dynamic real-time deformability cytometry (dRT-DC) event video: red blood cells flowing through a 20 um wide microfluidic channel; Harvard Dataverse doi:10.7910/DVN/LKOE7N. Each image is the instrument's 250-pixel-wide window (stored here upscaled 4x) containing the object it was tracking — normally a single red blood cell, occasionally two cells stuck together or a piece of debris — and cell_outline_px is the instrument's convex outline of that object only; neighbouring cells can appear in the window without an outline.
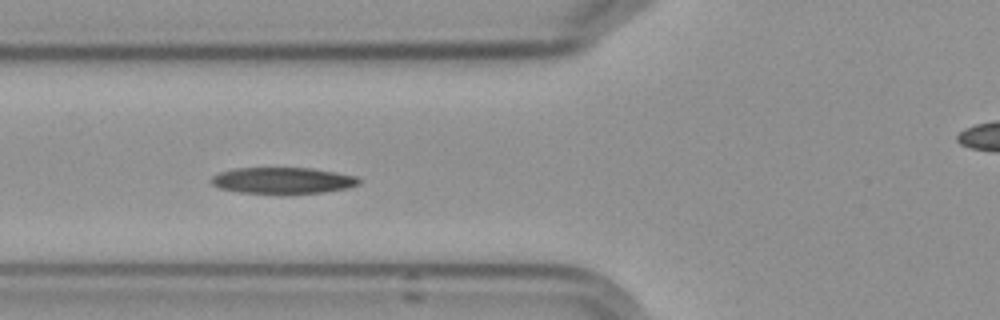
{"species": "Egyptian fruit bat (a non-hibernating species)", "species_latin": "Rousettus aegyptiacus", "temperature_condition": "cold", "stored_images_in_passage": 6, "camera_frame_rate_fps": 3000, "um_per_image_px": 0.085, "frame": {"image": 1, "passage_image": 5, "time_ms": 5.667, "image_size_px": [1000, 320], "cell_outline_px": [[360, 184], [348, 188], [324, 192], [292, 196], [280, 196], [240, 192], [220, 188], [212, 184], [212, 176], [220, 172], [232, 168], [312, 168], [356, 176], [360, 180]], "centroid_in_image_um": [24.05, 15.38], "position_along_channel_um": 101.8, "area_um2": 23.47}}
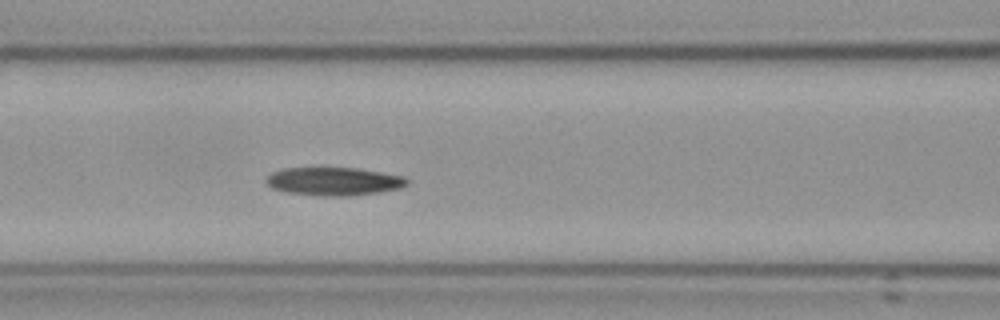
{"frame": {"image": 2, "passage_image": 6, "time_ms": 6.667, "image_size_px": [1000, 320], "cell_outline_px": [[408, 184], [400, 188], [376, 192], [348, 196], [324, 196], [288, 192], [272, 188], [264, 180], [272, 172], [284, 168], [356, 168], [404, 176], [408, 180]], "centroid_in_image_um": [28.37, 15.41], "position_along_channel_um": 138.2, "area_um2": 22.89}}